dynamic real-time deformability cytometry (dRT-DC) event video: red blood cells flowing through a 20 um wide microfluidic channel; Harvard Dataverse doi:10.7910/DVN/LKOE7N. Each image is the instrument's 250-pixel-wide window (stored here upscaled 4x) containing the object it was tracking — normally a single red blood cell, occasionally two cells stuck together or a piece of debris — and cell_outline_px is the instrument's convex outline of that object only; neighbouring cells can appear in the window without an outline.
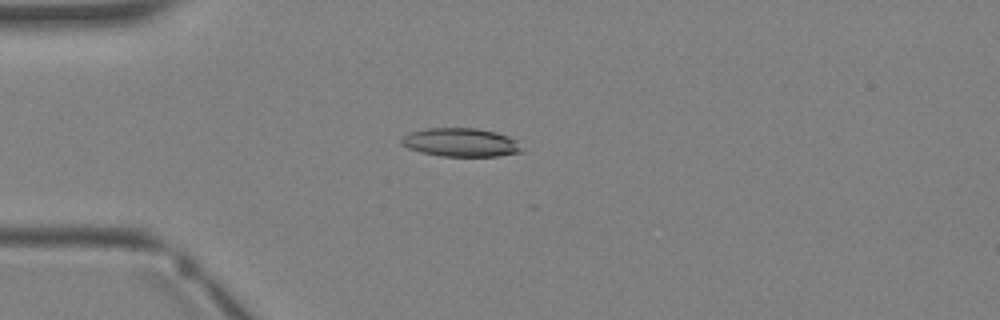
{"species": "Egyptian fruit bat (a non-hibernating species)", "species_latin": "Rousettus aegyptiacus", "temperature_condition": "warm", "stored_images_in_passage": 3, "camera_frame_rate_fps": 3000, "um_per_image_px": 0.085, "animal": {"sex": "female"}, "frame": {"image": 1, "passage_image": 3, "time_ms": 2.333, "image_size_px": [1000, 320], "cell_outline_px": [[524, 152], [500, 156], [440, 156], [420, 152], [408, 148], [400, 144], [400, 140], [408, 132], [428, 128], [476, 128], [496, 132], [508, 136], [516, 140]], "centroid_in_image_um": [39.15, 12.11], "position_along_channel_um": 45.8, "area_um2": 20.17}}